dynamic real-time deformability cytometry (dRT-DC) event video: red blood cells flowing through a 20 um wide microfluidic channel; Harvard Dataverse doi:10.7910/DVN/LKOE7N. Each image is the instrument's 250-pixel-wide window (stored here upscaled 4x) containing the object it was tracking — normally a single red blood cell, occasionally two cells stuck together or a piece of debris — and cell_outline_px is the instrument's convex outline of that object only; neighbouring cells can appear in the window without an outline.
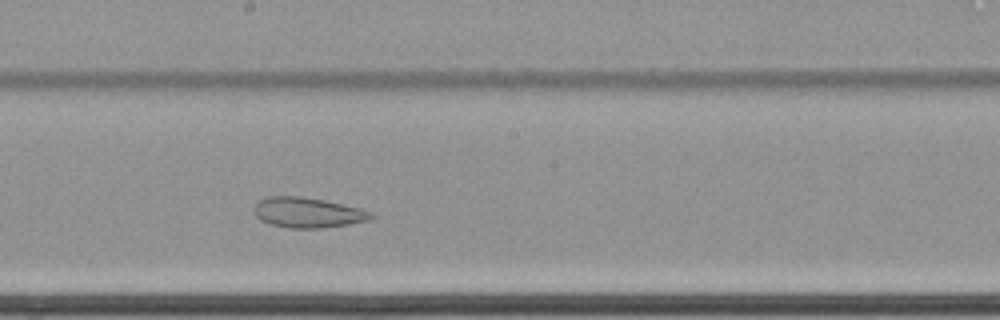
{"species": "common noctule bat (a hibernating species)", "species_latin": "Nyctalus noctula", "temperature_condition": "cold", "stored_images_in_passage": 54, "camera_frame_rate_fps": 3000, "um_per_image_px": 0.085, "animal": {"sex": "female", "body_mass_g": 22.7, "forearm_length_mm": 54.2}, "frame": {"image": 1, "passage_image": 28, "time_ms": 9.0, "image_size_px": [1000, 320], "cell_outline_px": [[376, 216], [372, 220], [348, 224], [320, 228], [288, 228], [272, 224], [260, 220], [256, 216], [256, 204], [260, 200], [268, 196], [300, 196], [324, 200], [360, 208], [372, 212]], "centroid_in_image_um": [26.21, 18.07], "position_along_channel_um": 222.0, "area_um2": 20.52}}
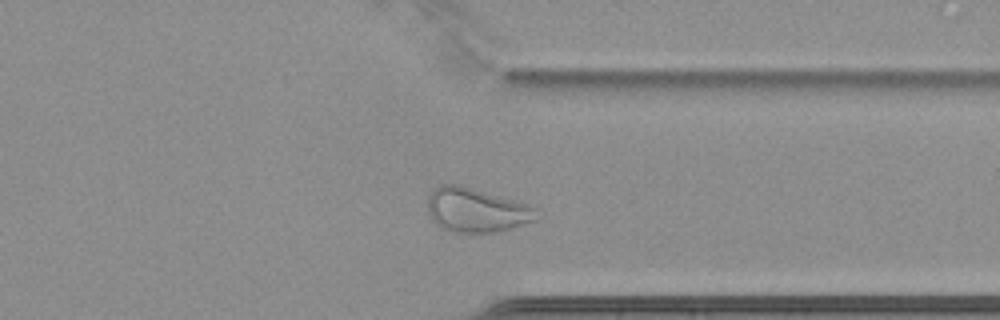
{"frame": {"image": 2, "passage_image": 41, "time_ms": 13.333, "image_size_px": [1000, 320], "cell_outline_px": [[540, 208], [536, 220], [512, 228], [496, 232], [448, 232], [440, 228], [432, 220], [428, 212], [428, 196], [432, 188], [440, 184], [460, 184], [528, 204]], "centroid_in_image_um": [40.48, 17.85], "position_along_channel_um": 370.9, "area_um2": 28.5}}
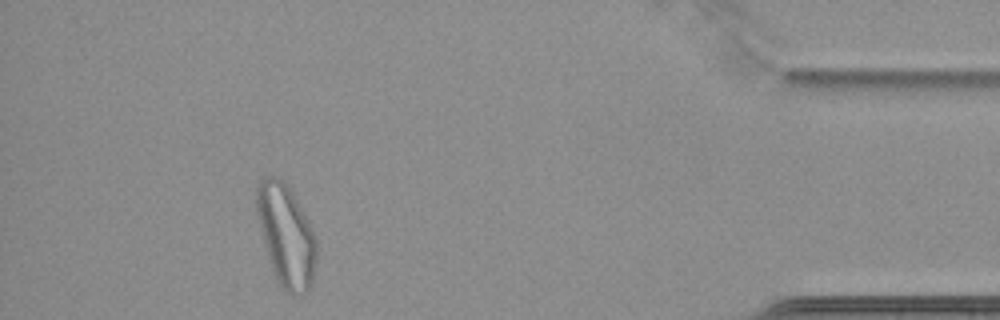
{"frame": {"image": 3, "passage_image": 49, "time_ms": 16.0, "image_size_px": [1000, 320], "cell_outline_px": [[316, 260], [312, 280], [304, 296], [292, 296], [284, 292], [272, 268], [268, 256], [260, 228], [256, 212], [256, 188], [260, 180], [264, 176], [280, 176], [284, 180], [292, 192], [308, 220], [316, 236]], "centroid_in_image_um": [24.32, 20.0], "position_along_channel_um": 410.9, "area_um2": 35.6}, "authors_computed_cell_mechanics": {"area_um2": 29.8826, "velocity_mm_per_s": 3.4164, "shape_relaxation_time_tau1_ms": null, "shape_relaxation_time_tau2_ms": 1.8545, "deformation_change_tau1": null, "deformation_change_tau2": 0.0669}}